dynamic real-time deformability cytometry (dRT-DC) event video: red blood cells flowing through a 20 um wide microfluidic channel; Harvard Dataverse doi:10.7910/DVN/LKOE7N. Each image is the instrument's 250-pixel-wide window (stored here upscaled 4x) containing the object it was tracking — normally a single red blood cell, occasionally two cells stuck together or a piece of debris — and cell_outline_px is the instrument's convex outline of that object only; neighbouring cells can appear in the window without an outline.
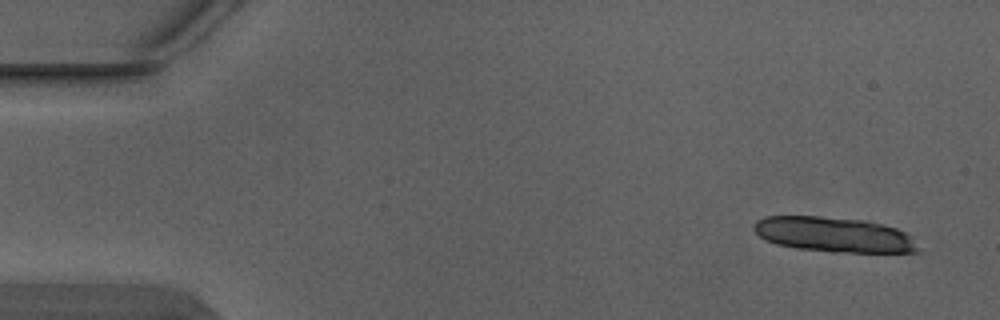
{"species": "Egyptian fruit bat (a non-hibernating species)", "species_latin": "Rousettus aegyptiacus", "temperature_condition": "warm", "stored_images_in_passage": 3, "camera_frame_rate_fps": 3000, "um_per_image_px": 0.085, "animal": {"sex": "male"}, "frame": {"image": 1, "passage_image": 1, "time_ms": 0.0, "image_size_px": [1000, 320], "cell_outline_px": [[920, 252], [832, 252], [796, 248], [776, 244], [760, 236], [752, 228], [756, 220], [764, 216], [820, 216], [864, 220], [884, 224], [896, 228], [904, 232], [920, 248]], "centroid_in_image_um": [70.86, 19.93], "position_along_channel_um": 14.1, "area_um2": 33.47}}